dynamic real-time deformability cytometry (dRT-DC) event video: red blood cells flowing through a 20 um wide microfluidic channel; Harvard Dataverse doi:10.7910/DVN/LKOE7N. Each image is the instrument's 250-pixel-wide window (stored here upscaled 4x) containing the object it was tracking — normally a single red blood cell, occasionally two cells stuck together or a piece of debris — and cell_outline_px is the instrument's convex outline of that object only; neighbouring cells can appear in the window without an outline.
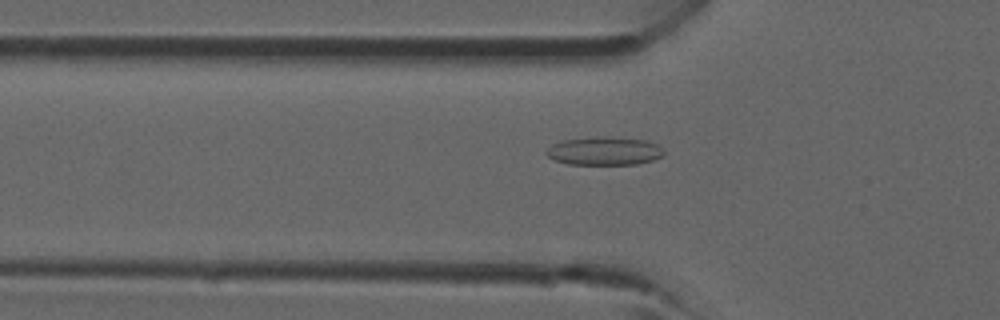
{"species": "common noctule bat (a hibernating species)", "species_latin": "Nyctalus noctula", "temperature_condition": "room temperature", "stored_images_in_passage": 36, "camera_frame_rate_fps": 3000, "um_per_image_px": 0.085, "animal": {"sex": "male", "forearm_length_mm": 52.5}, "frame": {"image": 1, "passage_image": 13, "time_ms": 4.0, "image_size_px": [1000, 320], "cell_outline_px": [[664, 152], [660, 156], [652, 160], [636, 164], [568, 164], [552, 160], [544, 152], [552, 144], [564, 140], [596, 136], [604, 136], [644, 140], [656, 144]], "centroid_in_image_um": [51.3, 12.83], "position_along_channel_um": 74.5, "area_um2": 19.25}}
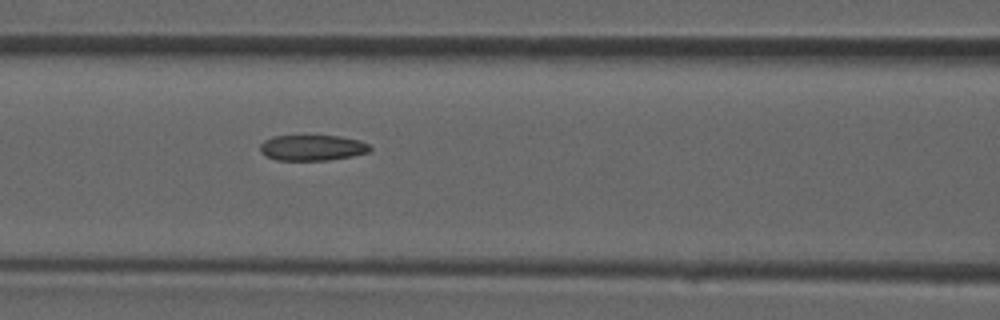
{"frame": {"image": 2, "passage_image": 17, "time_ms": 5.333, "image_size_px": [1000, 320], "cell_outline_px": [[372, 148], [368, 152], [352, 156], [328, 160], [276, 160], [264, 156], [260, 152], [260, 144], [264, 140], [272, 136], [340, 136], [360, 140], [368, 144]], "centroid_in_image_um": [26.52, 12.56], "position_along_channel_um": 140.1, "area_um2": 16.53}}
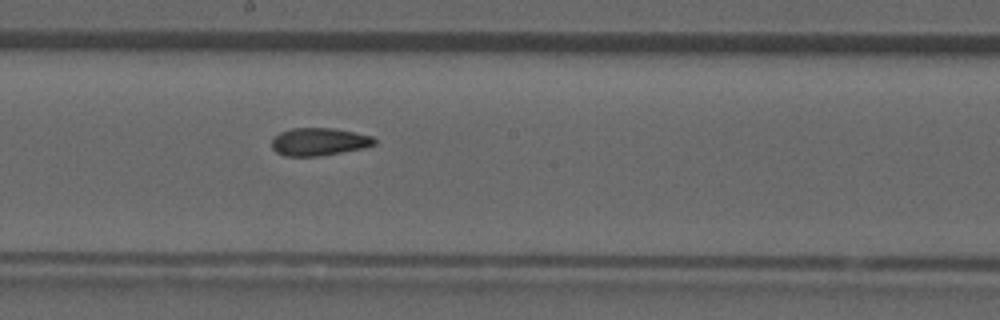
{"frame": {"image": 3, "passage_image": 22, "time_ms": 7.0, "image_size_px": [1000, 320], "cell_outline_px": [[376, 144], [364, 148], [320, 156], [284, 156], [276, 152], [272, 148], [272, 136], [280, 132], [292, 128], [336, 128], [372, 136], [376, 140]], "centroid_in_image_um": [27.1, 12.04], "position_along_channel_um": 221.1, "area_um2": 16.76}}